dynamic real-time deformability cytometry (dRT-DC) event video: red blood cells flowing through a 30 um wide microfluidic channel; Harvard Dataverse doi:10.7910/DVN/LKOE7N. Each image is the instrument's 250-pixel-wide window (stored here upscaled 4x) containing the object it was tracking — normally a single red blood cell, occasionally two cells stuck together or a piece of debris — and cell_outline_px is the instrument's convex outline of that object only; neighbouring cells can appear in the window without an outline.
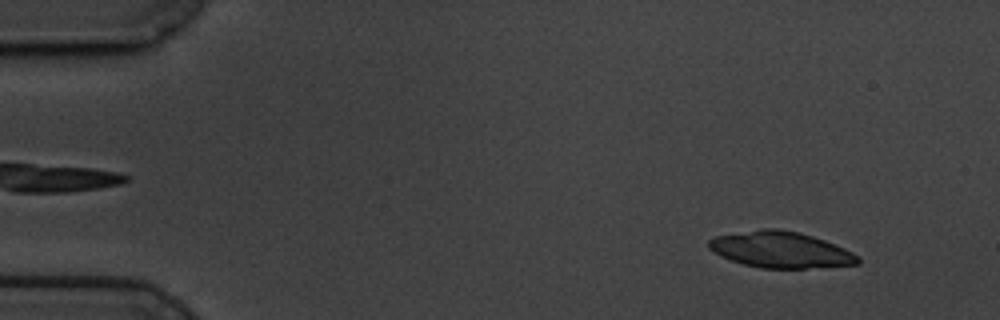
{"species": "common noctule bat (a hibernating species)", "species_latin": "Nyctalus noctula", "temperature_condition": "cold", "stored_images_in_passage": 26, "camera_frame_rate_fps": 3000, "um_per_image_px": 0.085, "animal": {"sex": "male", "body_mass_g": 19.5, "forearm_length_mm": 54.6}, "frame": {"image": 1, "passage_image": 5, "time_ms": 1.333, "image_size_px": [1000, 320], "cell_outline_px": [[860, 264], [804, 268], [760, 268], [744, 264], [720, 256], [708, 248], [708, 240], [716, 236], [764, 228], [776, 228], [800, 232], [824, 240], [844, 248], [860, 256]], "centroid_in_image_um": [66.36, 21.22], "position_along_channel_um": 18.6, "area_um2": 31.33}}